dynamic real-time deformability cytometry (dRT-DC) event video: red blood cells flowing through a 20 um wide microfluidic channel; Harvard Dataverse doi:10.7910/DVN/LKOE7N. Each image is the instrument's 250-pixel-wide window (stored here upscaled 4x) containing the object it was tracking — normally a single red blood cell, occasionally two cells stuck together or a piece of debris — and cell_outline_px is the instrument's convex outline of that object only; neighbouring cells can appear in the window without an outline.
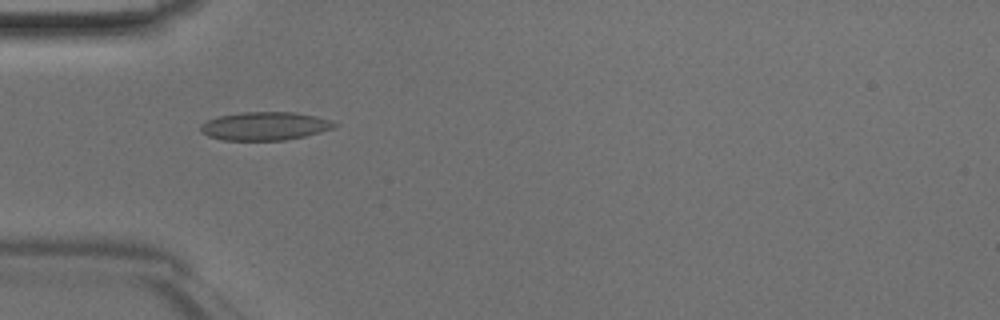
{"species": "Egyptian fruit bat (a non-hibernating species)", "species_latin": "Rousettus aegyptiacus", "temperature_condition": "room temperature", "stored_images_in_passage": 46, "camera_frame_rate_fps": 3000, "um_per_image_px": 0.085, "animal": {"sex": "male"}, "frame": {"image": 1, "passage_image": 14, "time_ms": 4.333, "image_size_px": [1000, 320], "cell_outline_px": [[340, 124], [332, 128], [320, 132], [304, 136], [284, 140], [224, 140], [208, 136], [200, 132], [200, 124], [208, 120], [220, 116], [240, 112], [292, 112], [316, 116]], "centroid_in_image_um": [22.49, 10.71], "position_along_channel_um": 62.5, "area_um2": 21.96}}
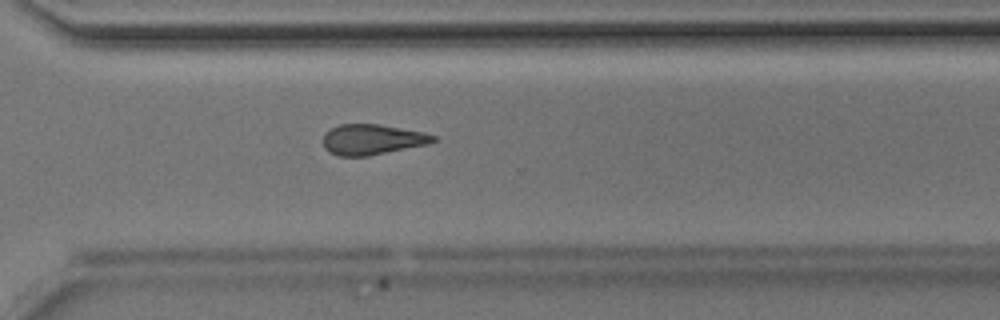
{"frame": {"image": 2, "passage_image": 33, "time_ms": 10.667, "image_size_px": [1000, 320], "cell_outline_px": [[440, 140], [428, 144], [368, 156], [336, 156], [328, 152], [324, 148], [324, 132], [340, 124], [380, 124], [424, 132], [436, 136]], "centroid_in_image_um": [31.65, 11.86], "position_along_channel_um": 339.0, "area_um2": 19.71}}
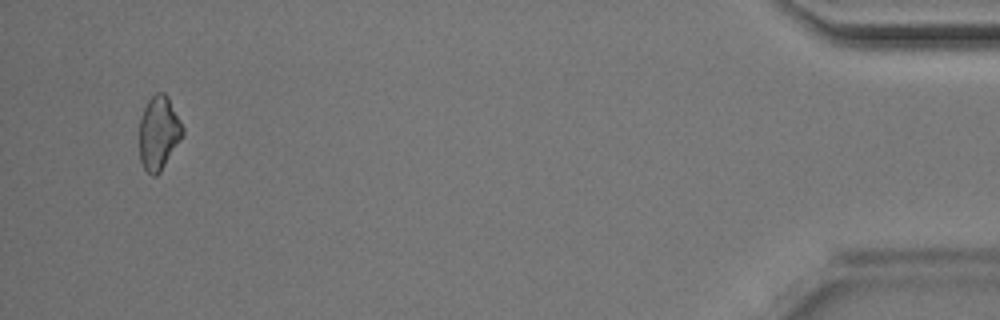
{"frame": {"image": 3, "passage_image": 44, "time_ms": 14.333, "image_size_px": [1000, 320], "cell_outline_px": [[184, 132], [180, 140], [160, 172], [156, 176], [152, 176], [144, 168], [140, 160], [140, 116], [148, 100], [156, 92], [164, 92], [168, 96], [184, 128]], "centroid_in_image_um": [13.49, 11.28], "position_along_channel_um": 421.7, "area_um2": 18.5}}